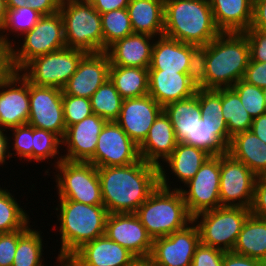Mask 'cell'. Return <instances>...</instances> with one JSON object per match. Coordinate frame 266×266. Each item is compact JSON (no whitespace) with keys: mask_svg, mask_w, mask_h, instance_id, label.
<instances>
[{"mask_svg":"<svg viewBox=\"0 0 266 266\" xmlns=\"http://www.w3.org/2000/svg\"><path fill=\"white\" fill-rule=\"evenodd\" d=\"M109 214L135 213L159 185V167L139 159L127 166L97 168Z\"/></svg>","mask_w":266,"mask_h":266,"instance_id":"6da1fadb","label":"cell"},{"mask_svg":"<svg viewBox=\"0 0 266 266\" xmlns=\"http://www.w3.org/2000/svg\"><path fill=\"white\" fill-rule=\"evenodd\" d=\"M220 33L209 0H164V36L197 46Z\"/></svg>","mask_w":266,"mask_h":266,"instance_id":"7a4b0ae2","label":"cell"},{"mask_svg":"<svg viewBox=\"0 0 266 266\" xmlns=\"http://www.w3.org/2000/svg\"><path fill=\"white\" fill-rule=\"evenodd\" d=\"M166 171L159 166V185L135 214L152 239L168 236L193 221L179 189H170Z\"/></svg>","mask_w":266,"mask_h":266,"instance_id":"3957f363","label":"cell"},{"mask_svg":"<svg viewBox=\"0 0 266 266\" xmlns=\"http://www.w3.org/2000/svg\"><path fill=\"white\" fill-rule=\"evenodd\" d=\"M250 59L249 42L243 32H221L207 44L206 89L235 85L243 79Z\"/></svg>","mask_w":266,"mask_h":266,"instance_id":"277c9868","label":"cell"},{"mask_svg":"<svg viewBox=\"0 0 266 266\" xmlns=\"http://www.w3.org/2000/svg\"><path fill=\"white\" fill-rule=\"evenodd\" d=\"M61 249L58 256H71L84 243L105 235L108 211L104 205L59 200Z\"/></svg>","mask_w":266,"mask_h":266,"instance_id":"5b68a950","label":"cell"},{"mask_svg":"<svg viewBox=\"0 0 266 266\" xmlns=\"http://www.w3.org/2000/svg\"><path fill=\"white\" fill-rule=\"evenodd\" d=\"M66 47L86 53L104 52L101 15L87 0H62Z\"/></svg>","mask_w":266,"mask_h":266,"instance_id":"8992f818","label":"cell"},{"mask_svg":"<svg viewBox=\"0 0 266 266\" xmlns=\"http://www.w3.org/2000/svg\"><path fill=\"white\" fill-rule=\"evenodd\" d=\"M250 214L249 208L221 206L195 215L193 222L198 227L200 243L224 252L232 251Z\"/></svg>","mask_w":266,"mask_h":266,"instance_id":"52a82bcc","label":"cell"},{"mask_svg":"<svg viewBox=\"0 0 266 266\" xmlns=\"http://www.w3.org/2000/svg\"><path fill=\"white\" fill-rule=\"evenodd\" d=\"M20 48H9L13 71H20L33 58L66 47L61 13L43 15L31 31L26 32Z\"/></svg>","mask_w":266,"mask_h":266,"instance_id":"ba28073f","label":"cell"},{"mask_svg":"<svg viewBox=\"0 0 266 266\" xmlns=\"http://www.w3.org/2000/svg\"><path fill=\"white\" fill-rule=\"evenodd\" d=\"M56 183L59 200H72L87 205H103L101 183L97 167L89 162H72L61 159Z\"/></svg>","mask_w":266,"mask_h":266,"instance_id":"9c48e42d","label":"cell"},{"mask_svg":"<svg viewBox=\"0 0 266 266\" xmlns=\"http://www.w3.org/2000/svg\"><path fill=\"white\" fill-rule=\"evenodd\" d=\"M85 54L83 50L65 47L33 58L20 70V73L36 86L55 87L62 90L76 72Z\"/></svg>","mask_w":266,"mask_h":266,"instance_id":"30bf717a","label":"cell"},{"mask_svg":"<svg viewBox=\"0 0 266 266\" xmlns=\"http://www.w3.org/2000/svg\"><path fill=\"white\" fill-rule=\"evenodd\" d=\"M186 187L179 189L189 214L195 215L221 207L220 203V155L210 156L200 167Z\"/></svg>","mask_w":266,"mask_h":266,"instance_id":"8fae6325","label":"cell"},{"mask_svg":"<svg viewBox=\"0 0 266 266\" xmlns=\"http://www.w3.org/2000/svg\"><path fill=\"white\" fill-rule=\"evenodd\" d=\"M257 176L228 153L220 155L221 206L251 208Z\"/></svg>","mask_w":266,"mask_h":266,"instance_id":"7c38bea8","label":"cell"},{"mask_svg":"<svg viewBox=\"0 0 266 266\" xmlns=\"http://www.w3.org/2000/svg\"><path fill=\"white\" fill-rule=\"evenodd\" d=\"M139 159L138 145L116 121H109L102 128L94 156L88 162L99 168L127 166Z\"/></svg>","mask_w":266,"mask_h":266,"instance_id":"4fadbf2b","label":"cell"},{"mask_svg":"<svg viewBox=\"0 0 266 266\" xmlns=\"http://www.w3.org/2000/svg\"><path fill=\"white\" fill-rule=\"evenodd\" d=\"M63 91L55 87L36 86L29 82L30 112L28 125L49 130L64 137Z\"/></svg>","mask_w":266,"mask_h":266,"instance_id":"5bb4252c","label":"cell"},{"mask_svg":"<svg viewBox=\"0 0 266 266\" xmlns=\"http://www.w3.org/2000/svg\"><path fill=\"white\" fill-rule=\"evenodd\" d=\"M199 244V230L192 221L181 230L153 239L149 258L155 266H191L196 247Z\"/></svg>","mask_w":266,"mask_h":266,"instance_id":"9a60e30c","label":"cell"},{"mask_svg":"<svg viewBox=\"0 0 266 266\" xmlns=\"http://www.w3.org/2000/svg\"><path fill=\"white\" fill-rule=\"evenodd\" d=\"M29 112V81L20 71H12L0 85V128L27 124Z\"/></svg>","mask_w":266,"mask_h":266,"instance_id":"2e32d148","label":"cell"},{"mask_svg":"<svg viewBox=\"0 0 266 266\" xmlns=\"http://www.w3.org/2000/svg\"><path fill=\"white\" fill-rule=\"evenodd\" d=\"M105 235L137 258H148L151 255L153 239L135 213L108 214Z\"/></svg>","mask_w":266,"mask_h":266,"instance_id":"e0dca14e","label":"cell"},{"mask_svg":"<svg viewBox=\"0 0 266 266\" xmlns=\"http://www.w3.org/2000/svg\"><path fill=\"white\" fill-rule=\"evenodd\" d=\"M110 60L107 53H86L76 72L62 88L63 94L91 98L94 92L109 79Z\"/></svg>","mask_w":266,"mask_h":266,"instance_id":"ac0fdd59","label":"cell"},{"mask_svg":"<svg viewBox=\"0 0 266 266\" xmlns=\"http://www.w3.org/2000/svg\"><path fill=\"white\" fill-rule=\"evenodd\" d=\"M106 122L105 119L93 113L82 121L67 127L62 138V145L67 146L68 153L57 157L56 164L61 159L88 162L94 156L98 136Z\"/></svg>","mask_w":266,"mask_h":266,"instance_id":"d6986e66","label":"cell"},{"mask_svg":"<svg viewBox=\"0 0 266 266\" xmlns=\"http://www.w3.org/2000/svg\"><path fill=\"white\" fill-rule=\"evenodd\" d=\"M162 111L163 107L149 94L138 98H126L116 122L139 146Z\"/></svg>","mask_w":266,"mask_h":266,"instance_id":"ffe728a7","label":"cell"},{"mask_svg":"<svg viewBox=\"0 0 266 266\" xmlns=\"http://www.w3.org/2000/svg\"><path fill=\"white\" fill-rule=\"evenodd\" d=\"M71 257L80 266H129L137 258L106 235L84 243Z\"/></svg>","mask_w":266,"mask_h":266,"instance_id":"44dd1931","label":"cell"},{"mask_svg":"<svg viewBox=\"0 0 266 266\" xmlns=\"http://www.w3.org/2000/svg\"><path fill=\"white\" fill-rule=\"evenodd\" d=\"M187 73L148 70V94L162 107L196 94Z\"/></svg>","mask_w":266,"mask_h":266,"instance_id":"7402d4cb","label":"cell"},{"mask_svg":"<svg viewBox=\"0 0 266 266\" xmlns=\"http://www.w3.org/2000/svg\"><path fill=\"white\" fill-rule=\"evenodd\" d=\"M178 142L169 117L162 111L138 146L140 158L159 167L162 159L165 161L172 154Z\"/></svg>","mask_w":266,"mask_h":266,"instance_id":"603a6c76","label":"cell"},{"mask_svg":"<svg viewBox=\"0 0 266 266\" xmlns=\"http://www.w3.org/2000/svg\"><path fill=\"white\" fill-rule=\"evenodd\" d=\"M154 36L132 33L106 49L111 66L149 68ZM151 42V43H150Z\"/></svg>","mask_w":266,"mask_h":266,"instance_id":"cb8c5ba5","label":"cell"},{"mask_svg":"<svg viewBox=\"0 0 266 266\" xmlns=\"http://www.w3.org/2000/svg\"><path fill=\"white\" fill-rule=\"evenodd\" d=\"M221 32H245L253 19V0H209Z\"/></svg>","mask_w":266,"mask_h":266,"instance_id":"d4e9b609","label":"cell"},{"mask_svg":"<svg viewBox=\"0 0 266 266\" xmlns=\"http://www.w3.org/2000/svg\"><path fill=\"white\" fill-rule=\"evenodd\" d=\"M152 48L148 70H165L187 73L191 44L183 43L166 36L157 37Z\"/></svg>","mask_w":266,"mask_h":266,"instance_id":"484cf974","label":"cell"},{"mask_svg":"<svg viewBox=\"0 0 266 266\" xmlns=\"http://www.w3.org/2000/svg\"><path fill=\"white\" fill-rule=\"evenodd\" d=\"M126 9L134 33L164 36V0H129Z\"/></svg>","mask_w":266,"mask_h":266,"instance_id":"4316f807","label":"cell"},{"mask_svg":"<svg viewBox=\"0 0 266 266\" xmlns=\"http://www.w3.org/2000/svg\"><path fill=\"white\" fill-rule=\"evenodd\" d=\"M173 125L176 138L179 142L193 145V129L202 119L199 106V89L196 94L163 107Z\"/></svg>","mask_w":266,"mask_h":266,"instance_id":"83f0119b","label":"cell"},{"mask_svg":"<svg viewBox=\"0 0 266 266\" xmlns=\"http://www.w3.org/2000/svg\"><path fill=\"white\" fill-rule=\"evenodd\" d=\"M227 153L244 163L257 177L266 171V143L251 130L234 135Z\"/></svg>","mask_w":266,"mask_h":266,"instance_id":"f1b7e54d","label":"cell"},{"mask_svg":"<svg viewBox=\"0 0 266 266\" xmlns=\"http://www.w3.org/2000/svg\"><path fill=\"white\" fill-rule=\"evenodd\" d=\"M232 252L266 263V219L249 215Z\"/></svg>","mask_w":266,"mask_h":266,"instance_id":"f546056e","label":"cell"},{"mask_svg":"<svg viewBox=\"0 0 266 266\" xmlns=\"http://www.w3.org/2000/svg\"><path fill=\"white\" fill-rule=\"evenodd\" d=\"M211 155L193 145L178 142L172 154L165 160L171 172L180 179L184 185L198 172L200 167Z\"/></svg>","mask_w":266,"mask_h":266,"instance_id":"4dcf8cb0","label":"cell"},{"mask_svg":"<svg viewBox=\"0 0 266 266\" xmlns=\"http://www.w3.org/2000/svg\"><path fill=\"white\" fill-rule=\"evenodd\" d=\"M109 79L123 99L148 95V68L110 66Z\"/></svg>","mask_w":266,"mask_h":266,"instance_id":"1f68e13d","label":"cell"},{"mask_svg":"<svg viewBox=\"0 0 266 266\" xmlns=\"http://www.w3.org/2000/svg\"><path fill=\"white\" fill-rule=\"evenodd\" d=\"M202 121H206L214 135L228 148L231 137L222 114V88L199 89Z\"/></svg>","mask_w":266,"mask_h":266,"instance_id":"d6a6232c","label":"cell"},{"mask_svg":"<svg viewBox=\"0 0 266 266\" xmlns=\"http://www.w3.org/2000/svg\"><path fill=\"white\" fill-rule=\"evenodd\" d=\"M222 114L229 136L249 131L253 118L243 107L239 95L231 88H222Z\"/></svg>","mask_w":266,"mask_h":266,"instance_id":"836d02e7","label":"cell"},{"mask_svg":"<svg viewBox=\"0 0 266 266\" xmlns=\"http://www.w3.org/2000/svg\"><path fill=\"white\" fill-rule=\"evenodd\" d=\"M123 100L114 84L108 79L90 98L92 112L107 122L116 121L119 117Z\"/></svg>","mask_w":266,"mask_h":266,"instance_id":"e575fe53","label":"cell"},{"mask_svg":"<svg viewBox=\"0 0 266 266\" xmlns=\"http://www.w3.org/2000/svg\"><path fill=\"white\" fill-rule=\"evenodd\" d=\"M14 199L8 189L0 188V234L29 229L30 218Z\"/></svg>","mask_w":266,"mask_h":266,"instance_id":"d590c367","label":"cell"},{"mask_svg":"<svg viewBox=\"0 0 266 266\" xmlns=\"http://www.w3.org/2000/svg\"><path fill=\"white\" fill-rule=\"evenodd\" d=\"M42 16L41 13L32 9L28 5L16 9L7 8L6 20L4 26L0 30V36L3 39V42L9 48L15 47L14 43H12L11 40L9 41L8 36L4 34L5 30L6 32L8 30L9 32L12 31L13 33H18V35L21 36L26 32L31 31Z\"/></svg>","mask_w":266,"mask_h":266,"instance_id":"8d00e7d4","label":"cell"},{"mask_svg":"<svg viewBox=\"0 0 266 266\" xmlns=\"http://www.w3.org/2000/svg\"><path fill=\"white\" fill-rule=\"evenodd\" d=\"M101 15V25L104 39V51L117 40L134 33L126 8H121Z\"/></svg>","mask_w":266,"mask_h":266,"instance_id":"74e56055","label":"cell"},{"mask_svg":"<svg viewBox=\"0 0 266 266\" xmlns=\"http://www.w3.org/2000/svg\"><path fill=\"white\" fill-rule=\"evenodd\" d=\"M38 230L29 228L19 239L12 266L42 265V237Z\"/></svg>","mask_w":266,"mask_h":266,"instance_id":"f35d334b","label":"cell"},{"mask_svg":"<svg viewBox=\"0 0 266 266\" xmlns=\"http://www.w3.org/2000/svg\"><path fill=\"white\" fill-rule=\"evenodd\" d=\"M62 138L52 131L33 127V161L42 162L46 159L56 157Z\"/></svg>","mask_w":266,"mask_h":266,"instance_id":"ab89813d","label":"cell"},{"mask_svg":"<svg viewBox=\"0 0 266 266\" xmlns=\"http://www.w3.org/2000/svg\"><path fill=\"white\" fill-rule=\"evenodd\" d=\"M238 95L243 107L252 118L259 117L266 113V104L262 88L249 84L240 79L231 87Z\"/></svg>","mask_w":266,"mask_h":266,"instance_id":"60d3db41","label":"cell"},{"mask_svg":"<svg viewBox=\"0 0 266 266\" xmlns=\"http://www.w3.org/2000/svg\"><path fill=\"white\" fill-rule=\"evenodd\" d=\"M207 45L191 44V55L187 69L190 82L196 89H206Z\"/></svg>","mask_w":266,"mask_h":266,"instance_id":"b9f144b4","label":"cell"},{"mask_svg":"<svg viewBox=\"0 0 266 266\" xmlns=\"http://www.w3.org/2000/svg\"><path fill=\"white\" fill-rule=\"evenodd\" d=\"M193 146L207 151L211 156L227 153V147L214 135L206 121L197 122L193 129Z\"/></svg>","mask_w":266,"mask_h":266,"instance_id":"7bdbcfd3","label":"cell"},{"mask_svg":"<svg viewBox=\"0 0 266 266\" xmlns=\"http://www.w3.org/2000/svg\"><path fill=\"white\" fill-rule=\"evenodd\" d=\"M62 103L66 128L93 114L89 98L63 94Z\"/></svg>","mask_w":266,"mask_h":266,"instance_id":"ee69618b","label":"cell"},{"mask_svg":"<svg viewBox=\"0 0 266 266\" xmlns=\"http://www.w3.org/2000/svg\"><path fill=\"white\" fill-rule=\"evenodd\" d=\"M13 130L14 143H13V151L15 150V154L19 157L25 158L26 161L33 160V146H32V138H33V127L25 124L21 126H17L11 128L10 131ZM28 159V160H27Z\"/></svg>","mask_w":266,"mask_h":266,"instance_id":"f6af8a7d","label":"cell"},{"mask_svg":"<svg viewBox=\"0 0 266 266\" xmlns=\"http://www.w3.org/2000/svg\"><path fill=\"white\" fill-rule=\"evenodd\" d=\"M28 229H21L11 233L0 234V266H12L16 248L18 245V239Z\"/></svg>","mask_w":266,"mask_h":266,"instance_id":"bcb514c9","label":"cell"},{"mask_svg":"<svg viewBox=\"0 0 266 266\" xmlns=\"http://www.w3.org/2000/svg\"><path fill=\"white\" fill-rule=\"evenodd\" d=\"M224 251L200 243L195 250L191 266H222Z\"/></svg>","mask_w":266,"mask_h":266,"instance_id":"7dc6e473","label":"cell"},{"mask_svg":"<svg viewBox=\"0 0 266 266\" xmlns=\"http://www.w3.org/2000/svg\"><path fill=\"white\" fill-rule=\"evenodd\" d=\"M250 46V61L266 62V31L249 28L243 32Z\"/></svg>","mask_w":266,"mask_h":266,"instance_id":"c3c4849f","label":"cell"},{"mask_svg":"<svg viewBox=\"0 0 266 266\" xmlns=\"http://www.w3.org/2000/svg\"><path fill=\"white\" fill-rule=\"evenodd\" d=\"M250 212L255 217L266 219V182L260 176L255 182Z\"/></svg>","mask_w":266,"mask_h":266,"instance_id":"681fc988","label":"cell"},{"mask_svg":"<svg viewBox=\"0 0 266 266\" xmlns=\"http://www.w3.org/2000/svg\"><path fill=\"white\" fill-rule=\"evenodd\" d=\"M243 80L259 88L266 87V62L250 61Z\"/></svg>","mask_w":266,"mask_h":266,"instance_id":"f907efd6","label":"cell"},{"mask_svg":"<svg viewBox=\"0 0 266 266\" xmlns=\"http://www.w3.org/2000/svg\"><path fill=\"white\" fill-rule=\"evenodd\" d=\"M222 266H266V263L229 251L224 253Z\"/></svg>","mask_w":266,"mask_h":266,"instance_id":"816d5d0a","label":"cell"},{"mask_svg":"<svg viewBox=\"0 0 266 266\" xmlns=\"http://www.w3.org/2000/svg\"><path fill=\"white\" fill-rule=\"evenodd\" d=\"M250 28L266 31V0H253V19Z\"/></svg>","mask_w":266,"mask_h":266,"instance_id":"f5cc1de1","label":"cell"},{"mask_svg":"<svg viewBox=\"0 0 266 266\" xmlns=\"http://www.w3.org/2000/svg\"><path fill=\"white\" fill-rule=\"evenodd\" d=\"M62 0H27V5L42 15H51L60 10Z\"/></svg>","mask_w":266,"mask_h":266,"instance_id":"db71d44e","label":"cell"},{"mask_svg":"<svg viewBox=\"0 0 266 266\" xmlns=\"http://www.w3.org/2000/svg\"><path fill=\"white\" fill-rule=\"evenodd\" d=\"M100 13L127 8L129 0H87Z\"/></svg>","mask_w":266,"mask_h":266,"instance_id":"11a10c76","label":"cell"},{"mask_svg":"<svg viewBox=\"0 0 266 266\" xmlns=\"http://www.w3.org/2000/svg\"><path fill=\"white\" fill-rule=\"evenodd\" d=\"M250 130L266 143V113L253 118Z\"/></svg>","mask_w":266,"mask_h":266,"instance_id":"9f6ffc18","label":"cell"},{"mask_svg":"<svg viewBox=\"0 0 266 266\" xmlns=\"http://www.w3.org/2000/svg\"><path fill=\"white\" fill-rule=\"evenodd\" d=\"M3 131H5V129L0 128V164L1 165L6 162L5 159L10 158L11 155L14 154V153H10L9 151V148H10V145H9L10 143L8 142L9 139L7 135L4 134Z\"/></svg>","mask_w":266,"mask_h":266,"instance_id":"6f0895ef","label":"cell"},{"mask_svg":"<svg viewBox=\"0 0 266 266\" xmlns=\"http://www.w3.org/2000/svg\"><path fill=\"white\" fill-rule=\"evenodd\" d=\"M0 65H11L9 47L3 42L0 36Z\"/></svg>","mask_w":266,"mask_h":266,"instance_id":"680465c9","label":"cell"},{"mask_svg":"<svg viewBox=\"0 0 266 266\" xmlns=\"http://www.w3.org/2000/svg\"><path fill=\"white\" fill-rule=\"evenodd\" d=\"M57 258L61 266H80L71 256H58Z\"/></svg>","mask_w":266,"mask_h":266,"instance_id":"91938a15","label":"cell"},{"mask_svg":"<svg viewBox=\"0 0 266 266\" xmlns=\"http://www.w3.org/2000/svg\"><path fill=\"white\" fill-rule=\"evenodd\" d=\"M6 16H7L6 0H0V30L4 26Z\"/></svg>","mask_w":266,"mask_h":266,"instance_id":"94428289","label":"cell"},{"mask_svg":"<svg viewBox=\"0 0 266 266\" xmlns=\"http://www.w3.org/2000/svg\"><path fill=\"white\" fill-rule=\"evenodd\" d=\"M129 266H155L153 261L148 258H136Z\"/></svg>","mask_w":266,"mask_h":266,"instance_id":"6125c7cd","label":"cell"},{"mask_svg":"<svg viewBox=\"0 0 266 266\" xmlns=\"http://www.w3.org/2000/svg\"><path fill=\"white\" fill-rule=\"evenodd\" d=\"M12 71L11 65H0V85Z\"/></svg>","mask_w":266,"mask_h":266,"instance_id":"be15d7a7","label":"cell"},{"mask_svg":"<svg viewBox=\"0 0 266 266\" xmlns=\"http://www.w3.org/2000/svg\"><path fill=\"white\" fill-rule=\"evenodd\" d=\"M7 8L16 9L27 5V0H6Z\"/></svg>","mask_w":266,"mask_h":266,"instance_id":"e7e4bbea","label":"cell"},{"mask_svg":"<svg viewBox=\"0 0 266 266\" xmlns=\"http://www.w3.org/2000/svg\"><path fill=\"white\" fill-rule=\"evenodd\" d=\"M263 94H264V100L266 104V87L262 88Z\"/></svg>","mask_w":266,"mask_h":266,"instance_id":"03108f58","label":"cell"},{"mask_svg":"<svg viewBox=\"0 0 266 266\" xmlns=\"http://www.w3.org/2000/svg\"><path fill=\"white\" fill-rule=\"evenodd\" d=\"M260 177L266 182V171Z\"/></svg>","mask_w":266,"mask_h":266,"instance_id":"003e7915","label":"cell"}]
</instances>
